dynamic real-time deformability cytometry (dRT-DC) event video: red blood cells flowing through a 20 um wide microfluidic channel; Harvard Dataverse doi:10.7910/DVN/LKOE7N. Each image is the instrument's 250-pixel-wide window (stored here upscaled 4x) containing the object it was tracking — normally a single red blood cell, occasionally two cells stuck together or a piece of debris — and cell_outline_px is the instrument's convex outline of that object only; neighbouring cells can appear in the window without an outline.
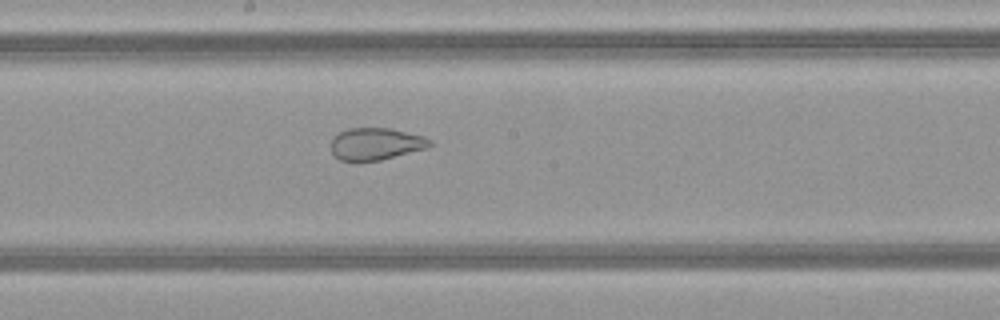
{"species": "common noctule bat (a hibernating species)", "species_latin": "Nyctalus noctula", "temperature_condition": "warm", "stored_images_in_passage": 50, "camera_frame_rate_fps": 3000, "um_per_image_px": 0.085, "animal": {"sex": "female", "body_mass_g": 21.9}, "frame": {"image": 1, "passage_image": 27, "time_ms": 8.667, "image_size_px": [1000, 320], "cell_outline_px": [[432, 144], [424, 148], [380, 160], [356, 164], [352, 164], [340, 160], [332, 152], [332, 136], [348, 128], [392, 128], [424, 136], [432, 140]], "centroid_in_image_um": [31.89, 12.25], "position_along_channel_um": 216.3, "area_um2": 18.84}}
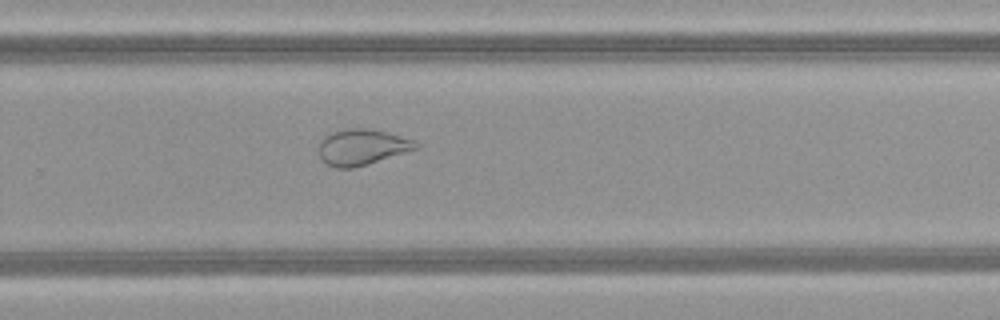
{"frame": {"image": 2, "passage_image": 33, "time_ms": 10.667, "image_size_px": [1000, 320], "cell_outline_px": [[420, 148], [352, 168], [336, 168], [328, 164], [320, 156], [320, 144], [324, 136], [328, 132], [352, 128], [364, 128], [388, 132], [416, 140], [420, 144]], "centroid_in_image_um": [30.82, 12.48], "position_along_channel_um": 299.0, "area_um2": 20.17}}
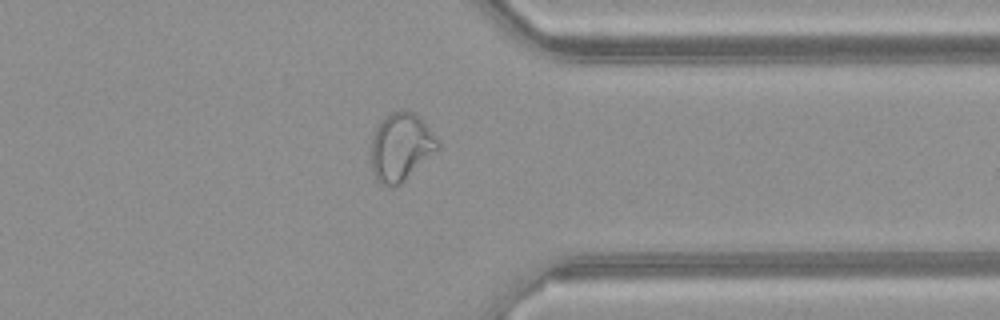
{"frame": {"image": 3, "passage_image": 39, "time_ms": 12.667, "image_size_px": [1000, 320], "cell_outline_px": [[440, 148], [400, 184], [392, 188], [388, 188], [380, 184], [376, 180], [372, 172], [372, 136], [380, 120], [384, 116], [392, 112], [404, 108], [416, 112], [424, 120], [440, 144]], "centroid_in_image_um": [34.08, 12.47], "position_along_channel_um": 377.3, "area_um2": 26.82}, "authors_computed_cell_mechanics": {"area_um2": 29.2468, "velocity_mm_per_s": 4.1619, "shape_relaxation_time_tau1_ms": null, "shape_relaxation_time_tau2_ms": 1.1225, "deformation_change_tau1": null, "deformation_change_tau2": 0.0756}}